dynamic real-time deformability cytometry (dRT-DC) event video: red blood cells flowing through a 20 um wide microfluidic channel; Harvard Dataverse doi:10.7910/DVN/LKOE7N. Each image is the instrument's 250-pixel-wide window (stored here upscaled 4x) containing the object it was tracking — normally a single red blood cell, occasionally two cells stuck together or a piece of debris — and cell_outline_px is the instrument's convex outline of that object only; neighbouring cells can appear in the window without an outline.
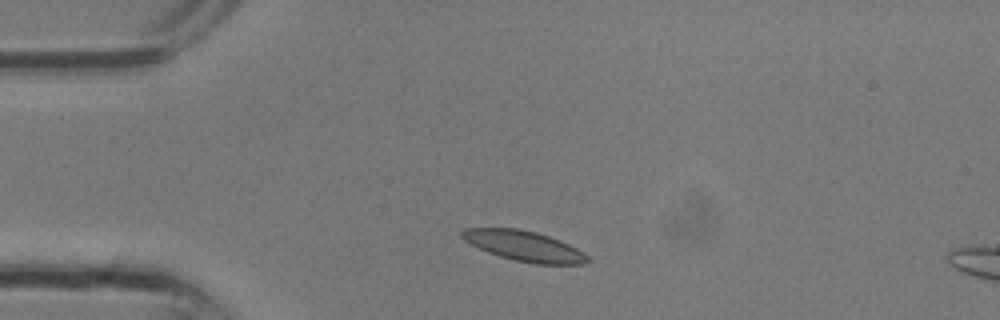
{"species": "common noctule bat (a hibernating species)", "species_latin": "Nyctalus noctula", "temperature_condition": "room temperature", "stored_images_in_passage": 5, "camera_frame_rate_fps": 3000, "um_per_image_px": 0.085, "animal": {"sex": "male", "body_mass_g": 13.3}, "frame": {"image": 1, "passage_image": 2, "time_ms": 0.333, "image_size_px": [1000, 320], "cell_outline_px": [[592, 260], [584, 264], [536, 264], [516, 260], [500, 256], [488, 252], [464, 240], [460, 236], [460, 232], [464, 228], [516, 228], [536, 232], [560, 240], [584, 252]], "centroid_in_image_um": [44.57, 20.91], "position_along_channel_um": 40.4, "area_um2": 22.02}}